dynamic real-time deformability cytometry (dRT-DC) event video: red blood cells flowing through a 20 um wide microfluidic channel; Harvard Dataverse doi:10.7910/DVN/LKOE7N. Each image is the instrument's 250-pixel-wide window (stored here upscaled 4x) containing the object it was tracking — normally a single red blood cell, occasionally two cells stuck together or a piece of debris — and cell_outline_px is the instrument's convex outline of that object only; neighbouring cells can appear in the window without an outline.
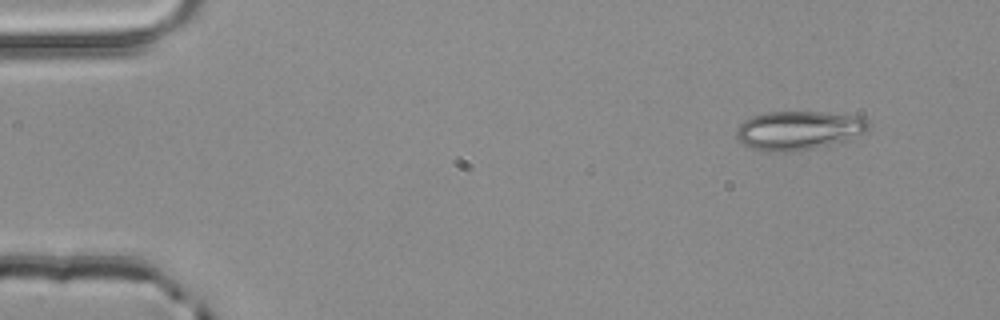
{"species": "common noctule bat (a hibernating species)", "species_latin": "Nyctalus noctula", "temperature_condition": "room temperature", "stored_images_in_passage": 4, "segment_of_instrument_passage": [1, 2], "camera_frame_rate_fps": 3000, "um_per_image_px": 0.085, "animal": {"sex": "male", "body_mass_g": 20.4}, "frame": {"image": 1, "passage_image": 1, "time_ms": 0.0, "image_size_px": [1000, 320], "cell_outline_px": [[872, 124], [864, 132], [848, 140], [812, 148], [792, 152], [764, 152], [748, 148], [736, 136], [736, 128], [744, 120], [752, 116], [768, 112], [820, 112], [860, 116], [868, 120]], "centroid_in_image_um": [67.86, 11.09], "position_along_channel_um": 17.1, "area_um2": 30.11}}
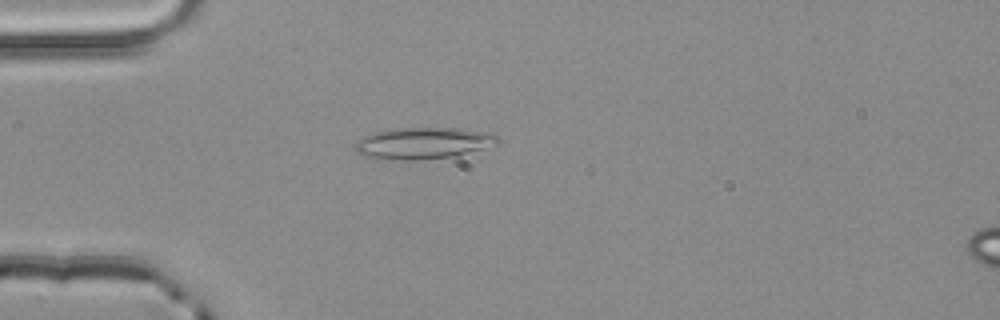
{"frame": {"image": 2, "passage_image": 3, "time_ms": 0.667, "image_size_px": [1000, 320], "cell_outline_px": [[500, 140], [496, 144], [452, 156], [420, 160], [404, 160], [364, 156], [356, 152], [356, 140], [364, 136], [376, 132], [392, 128], [464, 128], [488, 132], [500, 136]], "centroid_in_image_um": [35.98, 12.15], "position_along_channel_um": 49.0, "area_um2": 26.01}}